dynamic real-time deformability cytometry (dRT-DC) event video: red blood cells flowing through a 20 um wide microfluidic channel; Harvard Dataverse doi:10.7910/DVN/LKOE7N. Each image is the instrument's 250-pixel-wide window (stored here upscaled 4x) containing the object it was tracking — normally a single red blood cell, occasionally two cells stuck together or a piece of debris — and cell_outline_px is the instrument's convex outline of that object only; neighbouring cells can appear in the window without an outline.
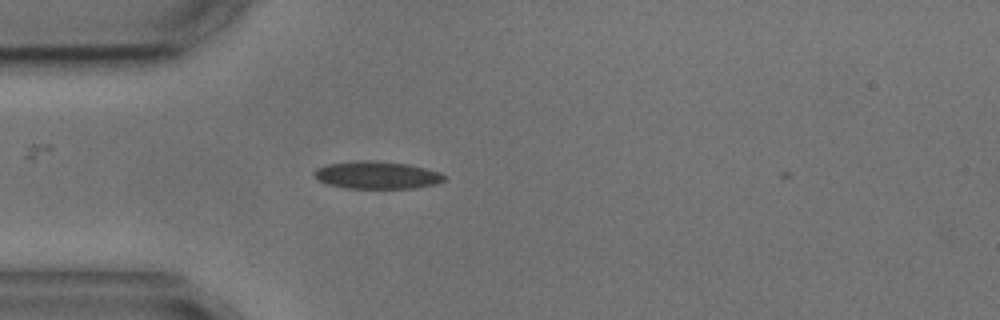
{"species": "common noctule bat (a hibernating species)", "species_latin": "Nyctalus noctula", "temperature_condition": "cold", "stored_images_in_passage": 1, "camera_frame_rate_fps": 3000, "um_per_image_px": 0.085, "animal": {"sex": "male", "body_mass_g": 17.9, "forearm_length_mm": 54.2}, "frame": {"image": 1, "passage_image": 1, "time_ms": 0.0, "image_size_px": [1000, 320], "cell_outline_px": [[448, 176], [444, 180], [436, 184], [416, 188], [344, 188], [328, 184], [320, 180], [312, 172], [316, 168], [328, 164], [356, 160], [376, 160], [408, 164], [440, 172]], "centroid_in_image_um": [32.06, 14.87], "position_along_channel_um": 52.9, "area_um2": 20.98}}